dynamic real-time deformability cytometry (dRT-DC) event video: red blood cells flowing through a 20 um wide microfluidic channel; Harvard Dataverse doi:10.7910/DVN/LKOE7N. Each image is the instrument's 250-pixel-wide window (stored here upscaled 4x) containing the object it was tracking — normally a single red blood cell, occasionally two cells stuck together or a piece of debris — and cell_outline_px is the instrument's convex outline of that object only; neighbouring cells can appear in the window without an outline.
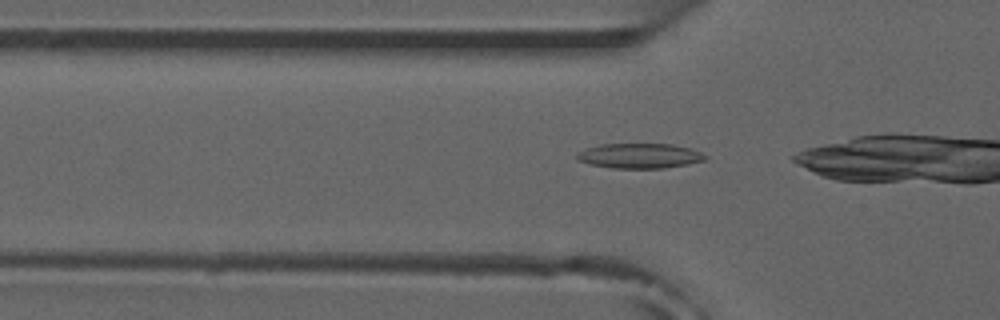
{"species": "common noctule bat (a hibernating species)", "species_latin": "Nyctalus noctula", "temperature_condition": "room temperature", "stored_images_in_passage": 31, "camera_frame_rate_fps": 3000, "um_per_image_px": 0.085, "animal": {"sex": "male", "forearm_length_mm": 52.5}, "frame": {"image": 1, "passage_image": 9, "time_ms": 2.667, "image_size_px": [1000, 320], "cell_outline_px": [[708, 156], [704, 160], [688, 164], [664, 168], [612, 168], [588, 164], [576, 160], [576, 156], [580, 152], [588, 148], [600, 144], [672, 144], [692, 148]], "centroid_in_image_um": [54.38, 13.25], "position_along_channel_um": 71.4, "area_um2": 18.67}}
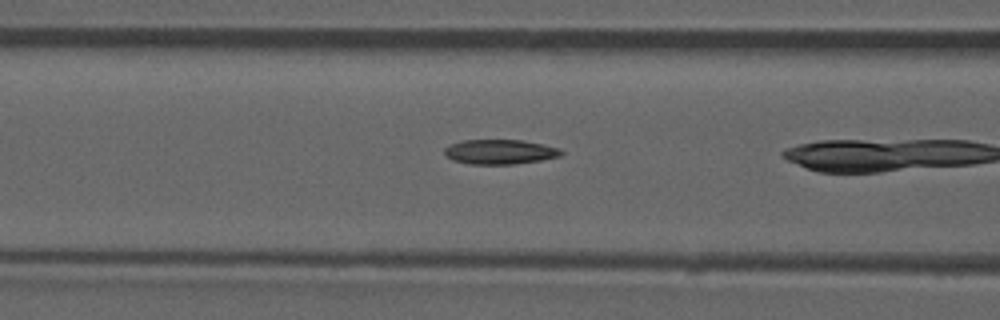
{"frame": {"image": 2, "passage_image": 13, "time_ms": 4.0, "image_size_px": [1000, 320], "cell_outline_px": [[564, 152], [560, 156], [540, 160], [516, 164], [468, 164], [452, 160], [444, 152], [444, 148], [448, 144], [464, 140], [524, 140], [560, 148]], "centroid_in_image_um": [42.48, 12.9], "position_along_channel_um": 124.1, "area_um2": 16.88}}